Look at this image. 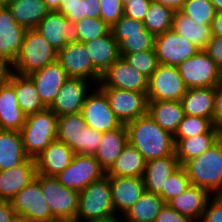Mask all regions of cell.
Instances as JSON below:
<instances>
[{"label":"cell","instance_id":"cell-44","mask_svg":"<svg viewBox=\"0 0 222 222\" xmlns=\"http://www.w3.org/2000/svg\"><path fill=\"white\" fill-rule=\"evenodd\" d=\"M123 58L137 71L148 78L156 71L159 61L155 49L140 53H127Z\"/></svg>","mask_w":222,"mask_h":222},{"label":"cell","instance_id":"cell-55","mask_svg":"<svg viewBox=\"0 0 222 222\" xmlns=\"http://www.w3.org/2000/svg\"><path fill=\"white\" fill-rule=\"evenodd\" d=\"M15 216L11 201L0 200V222H14Z\"/></svg>","mask_w":222,"mask_h":222},{"label":"cell","instance_id":"cell-4","mask_svg":"<svg viewBox=\"0 0 222 222\" xmlns=\"http://www.w3.org/2000/svg\"><path fill=\"white\" fill-rule=\"evenodd\" d=\"M58 116L47 108L26 116L21 129L26 154L35 159L57 136Z\"/></svg>","mask_w":222,"mask_h":222},{"label":"cell","instance_id":"cell-50","mask_svg":"<svg viewBox=\"0 0 222 222\" xmlns=\"http://www.w3.org/2000/svg\"><path fill=\"white\" fill-rule=\"evenodd\" d=\"M204 51L222 70V36L212 35Z\"/></svg>","mask_w":222,"mask_h":222},{"label":"cell","instance_id":"cell-66","mask_svg":"<svg viewBox=\"0 0 222 222\" xmlns=\"http://www.w3.org/2000/svg\"><path fill=\"white\" fill-rule=\"evenodd\" d=\"M217 195L222 197V188H221V191Z\"/></svg>","mask_w":222,"mask_h":222},{"label":"cell","instance_id":"cell-60","mask_svg":"<svg viewBox=\"0 0 222 222\" xmlns=\"http://www.w3.org/2000/svg\"><path fill=\"white\" fill-rule=\"evenodd\" d=\"M14 222H40V221L33 220L30 217H26L23 215H16L14 218Z\"/></svg>","mask_w":222,"mask_h":222},{"label":"cell","instance_id":"cell-53","mask_svg":"<svg viewBox=\"0 0 222 222\" xmlns=\"http://www.w3.org/2000/svg\"><path fill=\"white\" fill-rule=\"evenodd\" d=\"M14 63L0 55V86L9 83L14 74Z\"/></svg>","mask_w":222,"mask_h":222},{"label":"cell","instance_id":"cell-11","mask_svg":"<svg viewBox=\"0 0 222 222\" xmlns=\"http://www.w3.org/2000/svg\"><path fill=\"white\" fill-rule=\"evenodd\" d=\"M105 174L95 156L75 154L71 163L55 177L64 187L81 192Z\"/></svg>","mask_w":222,"mask_h":222},{"label":"cell","instance_id":"cell-21","mask_svg":"<svg viewBox=\"0 0 222 222\" xmlns=\"http://www.w3.org/2000/svg\"><path fill=\"white\" fill-rule=\"evenodd\" d=\"M36 176V162L28 158L21 164L0 170V200L11 201Z\"/></svg>","mask_w":222,"mask_h":222},{"label":"cell","instance_id":"cell-63","mask_svg":"<svg viewBox=\"0 0 222 222\" xmlns=\"http://www.w3.org/2000/svg\"><path fill=\"white\" fill-rule=\"evenodd\" d=\"M12 0H0V5H7L10 3Z\"/></svg>","mask_w":222,"mask_h":222},{"label":"cell","instance_id":"cell-8","mask_svg":"<svg viewBox=\"0 0 222 222\" xmlns=\"http://www.w3.org/2000/svg\"><path fill=\"white\" fill-rule=\"evenodd\" d=\"M35 179L55 219L77 215L79 192L64 187L55 176L36 174Z\"/></svg>","mask_w":222,"mask_h":222},{"label":"cell","instance_id":"cell-23","mask_svg":"<svg viewBox=\"0 0 222 222\" xmlns=\"http://www.w3.org/2000/svg\"><path fill=\"white\" fill-rule=\"evenodd\" d=\"M75 153L58 139L53 140L36 158V174L57 176L72 161Z\"/></svg>","mask_w":222,"mask_h":222},{"label":"cell","instance_id":"cell-10","mask_svg":"<svg viewBox=\"0 0 222 222\" xmlns=\"http://www.w3.org/2000/svg\"><path fill=\"white\" fill-rule=\"evenodd\" d=\"M57 62L66 71L68 77L83 78L96 86L100 82L102 74L93 66L83 42L67 43L57 51Z\"/></svg>","mask_w":222,"mask_h":222},{"label":"cell","instance_id":"cell-32","mask_svg":"<svg viewBox=\"0 0 222 222\" xmlns=\"http://www.w3.org/2000/svg\"><path fill=\"white\" fill-rule=\"evenodd\" d=\"M148 113L161 128L172 135L185 116L181 101H148Z\"/></svg>","mask_w":222,"mask_h":222},{"label":"cell","instance_id":"cell-58","mask_svg":"<svg viewBox=\"0 0 222 222\" xmlns=\"http://www.w3.org/2000/svg\"><path fill=\"white\" fill-rule=\"evenodd\" d=\"M49 11H58L61 0H43Z\"/></svg>","mask_w":222,"mask_h":222},{"label":"cell","instance_id":"cell-20","mask_svg":"<svg viewBox=\"0 0 222 222\" xmlns=\"http://www.w3.org/2000/svg\"><path fill=\"white\" fill-rule=\"evenodd\" d=\"M109 181L115 215L123 216L145 192L143 177L109 176Z\"/></svg>","mask_w":222,"mask_h":222},{"label":"cell","instance_id":"cell-33","mask_svg":"<svg viewBox=\"0 0 222 222\" xmlns=\"http://www.w3.org/2000/svg\"><path fill=\"white\" fill-rule=\"evenodd\" d=\"M28 158L21 132L0 129V170L17 166Z\"/></svg>","mask_w":222,"mask_h":222},{"label":"cell","instance_id":"cell-36","mask_svg":"<svg viewBox=\"0 0 222 222\" xmlns=\"http://www.w3.org/2000/svg\"><path fill=\"white\" fill-rule=\"evenodd\" d=\"M7 6L15 21L26 29H36L49 12L43 0H12Z\"/></svg>","mask_w":222,"mask_h":222},{"label":"cell","instance_id":"cell-25","mask_svg":"<svg viewBox=\"0 0 222 222\" xmlns=\"http://www.w3.org/2000/svg\"><path fill=\"white\" fill-rule=\"evenodd\" d=\"M211 196L204 188L190 185L184 192L171 199L167 204L181 215L197 222L200 221Z\"/></svg>","mask_w":222,"mask_h":222},{"label":"cell","instance_id":"cell-6","mask_svg":"<svg viewBox=\"0 0 222 222\" xmlns=\"http://www.w3.org/2000/svg\"><path fill=\"white\" fill-rule=\"evenodd\" d=\"M187 89L216 87L222 82L221 68L200 50L177 66Z\"/></svg>","mask_w":222,"mask_h":222},{"label":"cell","instance_id":"cell-31","mask_svg":"<svg viewBox=\"0 0 222 222\" xmlns=\"http://www.w3.org/2000/svg\"><path fill=\"white\" fill-rule=\"evenodd\" d=\"M210 26L200 24L178 10L174 14L172 29L200 50H204L212 37Z\"/></svg>","mask_w":222,"mask_h":222},{"label":"cell","instance_id":"cell-30","mask_svg":"<svg viewBox=\"0 0 222 222\" xmlns=\"http://www.w3.org/2000/svg\"><path fill=\"white\" fill-rule=\"evenodd\" d=\"M220 130L213 126L207 133L182 138L175 144V154L179 164L197 157L218 142Z\"/></svg>","mask_w":222,"mask_h":222},{"label":"cell","instance_id":"cell-61","mask_svg":"<svg viewBox=\"0 0 222 222\" xmlns=\"http://www.w3.org/2000/svg\"><path fill=\"white\" fill-rule=\"evenodd\" d=\"M216 12H222V0H211Z\"/></svg>","mask_w":222,"mask_h":222},{"label":"cell","instance_id":"cell-62","mask_svg":"<svg viewBox=\"0 0 222 222\" xmlns=\"http://www.w3.org/2000/svg\"><path fill=\"white\" fill-rule=\"evenodd\" d=\"M119 217H121V220ZM122 218H123L122 216L116 215V216L106 219V220H100V221H94V222H122L123 221Z\"/></svg>","mask_w":222,"mask_h":222},{"label":"cell","instance_id":"cell-57","mask_svg":"<svg viewBox=\"0 0 222 222\" xmlns=\"http://www.w3.org/2000/svg\"><path fill=\"white\" fill-rule=\"evenodd\" d=\"M154 2L161 3L164 6L173 8L175 11H178L182 8L186 0H153Z\"/></svg>","mask_w":222,"mask_h":222},{"label":"cell","instance_id":"cell-34","mask_svg":"<svg viewBox=\"0 0 222 222\" xmlns=\"http://www.w3.org/2000/svg\"><path fill=\"white\" fill-rule=\"evenodd\" d=\"M10 83L15 88L18 104L26 116L47 109L41 100L35 83L29 76L14 73Z\"/></svg>","mask_w":222,"mask_h":222},{"label":"cell","instance_id":"cell-38","mask_svg":"<svg viewBox=\"0 0 222 222\" xmlns=\"http://www.w3.org/2000/svg\"><path fill=\"white\" fill-rule=\"evenodd\" d=\"M175 10L161 3L151 1L143 20L144 27L154 36L173 28Z\"/></svg>","mask_w":222,"mask_h":222},{"label":"cell","instance_id":"cell-35","mask_svg":"<svg viewBox=\"0 0 222 222\" xmlns=\"http://www.w3.org/2000/svg\"><path fill=\"white\" fill-rule=\"evenodd\" d=\"M146 160L129 142L122 149L114 164L106 172L107 176L143 177Z\"/></svg>","mask_w":222,"mask_h":222},{"label":"cell","instance_id":"cell-22","mask_svg":"<svg viewBox=\"0 0 222 222\" xmlns=\"http://www.w3.org/2000/svg\"><path fill=\"white\" fill-rule=\"evenodd\" d=\"M28 76L35 83L41 100L47 108L52 105L63 83L69 78L57 61Z\"/></svg>","mask_w":222,"mask_h":222},{"label":"cell","instance_id":"cell-37","mask_svg":"<svg viewBox=\"0 0 222 222\" xmlns=\"http://www.w3.org/2000/svg\"><path fill=\"white\" fill-rule=\"evenodd\" d=\"M165 204L158 194L145 191L122 217L128 222H155Z\"/></svg>","mask_w":222,"mask_h":222},{"label":"cell","instance_id":"cell-56","mask_svg":"<svg viewBox=\"0 0 222 222\" xmlns=\"http://www.w3.org/2000/svg\"><path fill=\"white\" fill-rule=\"evenodd\" d=\"M211 31L214 36H222V12H217L211 23Z\"/></svg>","mask_w":222,"mask_h":222},{"label":"cell","instance_id":"cell-17","mask_svg":"<svg viewBox=\"0 0 222 222\" xmlns=\"http://www.w3.org/2000/svg\"><path fill=\"white\" fill-rule=\"evenodd\" d=\"M36 30L56 51L62 49L67 43L79 41L76 23L68 20L58 11H49Z\"/></svg>","mask_w":222,"mask_h":222},{"label":"cell","instance_id":"cell-64","mask_svg":"<svg viewBox=\"0 0 222 222\" xmlns=\"http://www.w3.org/2000/svg\"><path fill=\"white\" fill-rule=\"evenodd\" d=\"M218 142L220 143L221 148H222V131L220 132V135H219V138H218Z\"/></svg>","mask_w":222,"mask_h":222},{"label":"cell","instance_id":"cell-65","mask_svg":"<svg viewBox=\"0 0 222 222\" xmlns=\"http://www.w3.org/2000/svg\"><path fill=\"white\" fill-rule=\"evenodd\" d=\"M122 5L124 6L125 4H127L130 0H120Z\"/></svg>","mask_w":222,"mask_h":222},{"label":"cell","instance_id":"cell-41","mask_svg":"<svg viewBox=\"0 0 222 222\" xmlns=\"http://www.w3.org/2000/svg\"><path fill=\"white\" fill-rule=\"evenodd\" d=\"M213 126L209 118L185 115L173 135L174 143L176 144L182 138L207 133Z\"/></svg>","mask_w":222,"mask_h":222},{"label":"cell","instance_id":"cell-49","mask_svg":"<svg viewBox=\"0 0 222 222\" xmlns=\"http://www.w3.org/2000/svg\"><path fill=\"white\" fill-rule=\"evenodd\" d=\"M152 0H130L123 6L124 15L143 22Z\"/></svg>","mask_w":222,"mask_h":222},{"label":"cell","instance_id":"cell-18","mask_svg":"<svg viewBox=\"0 0 222 222\" xmlns=\"http://www.w3.org/2000/svg\"><path fill=\"white\" fill-rule=\"evenodd\" d=\"M91 81L69 77L49 107L58 117L81 112L91 89ZM90 85V86H89Z\"/></svg>","mask_w":222,"mask_h":222},{"label":"cell","instance_id":"cell-47","mask_svg":"<svg viewBox=\"0 0 222 222\" xmlns=\"http://www.w3.org/2000/svg\"><path fill=\"white\" fill-rule=\"evenodd\" d=\"M58 12L63 14L68 20L77 23L84 18L82 0H61Z\"/></svg>","mask_w":222,"mask_h":222},{"label":"cell","instance_id":"cell-40","mask_svg":"<svg viewBox=\"0 0 222 222\" xmlns=\"http://www.w3.org/2000/svg\"><path fill=\"white\" fill-rule=\"evenodd\" d=\"M180 11L203 25H211L217 13L211 0H186Z\"/></svg>","mask_w":222,"mask_h":222},{"label":"cell","instance_id":"cell-24","mask_svg":"<svg viewBox=\"0 0 222 222\" xmlns=\"http://www.w3.org/2000/svg\"><path fill=\"white\" fill-rule=\"evenodd\" d=\"M180 166L176 154L146 161L143 175L145 191L158 194L165 189L167 178Z\"/></svg>","mask_w":222,"mask_h":222},{"label":"cell","instance_id":"cell-15","mask_svg":"<svg viewBox=\"0 0 222 222\" xmlns=\"http://www.w3.org/2000/svg\"><path fill=\"white\" fill-rule=\"evenodd\" d=\"M16 215L30 217L40 222H51L55 218L44 198L40 183L34 178L11 200Z\"/></svg>","mask_w":222,"mask_h":222},{"label":"cell","instance_id":"cell-2","mask_svg":"<svg viewBox=\"0 0 222 222\" xmlns=\"http://www.w3.org/2000/svg\"><path fill=\"white\" fill-rule=\"evenodd\" d=\"M191 185L202 187L212 196L222 188V148L219 142L183 165Z\"/></svg>","mask_w":222,"mask_h":222},{"label":"cell","instance_id":"cell-46","mask_svg":"<svg viewBox=\"0 0 222 222\" xmlns=\"http://www.w3.org/2000/svg\"><path fill=\"white\" fill-rule=\"evenodd\" d=\"M100 18L110 27L124 15L123 5L120 0H99Z\"/></svg>","mask_w":222,"mask_h":222},{"label":"cell","instance_id":"cell-14","mask_svg":"<svg viewBox=\"0 0 222 222\" xmlns=\"http://www.w3.org/2000/svg\"><path fill=\"white\" fill-rule=\"evenodd\" d=\"M81 114L89 128L101 133L115 130L122 125L110 108L107 97L98 87L87 95Z\"/></svg>","mask_w":222,"mask_h":222},{"label":"cell","instance_id":"cell-59","mask_svg":"<svg viewBox=\"0 0 222 222\" xmlns=\"http://www.w3.org/2000/svg\"><path fill=\"white\" fill-rule=\"evenodd\" d=\"M51 222H85V221L80 217L74 216V217L57 218Z\"/></svg>","mask_w":222,"mask_h":222},{"label":"cell","instance_id":"cell-48","mask_svg":"<svg viewBox=\"0 0 222 222\" xmlns=\"http://www.w3.org/2000/svg\"><path fill=\"white\" fill-rule=\"evenodd\" d=\"M212 198V199H211ZM211 199V200H210ZM201 222H222V197L211 196L200 219Z\"/></svg>","mask_w":222,"mask_h":222},{"label":"cell","instance_id":"cell-39","mask_svg":"<svg viewBox=\"0 0 222 222\" xmlns=\"http://www.w3.org/2000/svg\"><path fill=\"white\" fill-rule=\"evenodd\" d=\"M87 127L81 112L58 117L56 139L67 144L76 154L77 136Z\"/></svg>","mask_w":222,"mask_h":222},{"label":"cell","instance_id":"cell-29","mask_svg":"<svg viewBox=\"0 0 222 222\" xmlns=\"http://www.w3.org/2000/svg\"><path fill=\"white\" fill-rule=\"evenodd\" d=\"M185 115L209 118L215 109V87L190 88L181 99Z\"/></svg>","mask_w":222,"mask_h":222},{"label":"cell","instance_id":"cell-13","mask_svg":"<svg viewBox=\"0 0 222 222\" xmlns=\"http://www.w3.org/2000/svg\"><path fill=\"white\" fill-rule=\"evenodd\" d=\"M149 78L119 57L102 75L98 88H118L147 94Z\"/></svg>","mask_w":222,"mask_h":222},{"label":"cell","instance_id":"cell-42","mask_svg":"<svg viewBox=\"0 0 222 222\" xmlns=\"http://www.w3.org/2000/svg\"><path fill=\"white\" fill-rule=\"evenodd\" d=\"M79 31V42H88L107 35L111 31L101 18H83L76 23Z\"/></svg>","mask_w":222,"mask_h":222},{"label":"cell","instance_id":"cell-16","mask_svg":"<svg viewBox=\"0 0 222 222\" xmlns=\"http://www.w3.org/2000/svg\"><path fill=\"white\" fill-rule=\"evenodd\" d=\"M154 49L159 64L176 67L200 51L173 29L155 36Z\"/></svg>","mask_w":222,"mask_h":222},{"label":"cell","instance_id":"cell-12","mask_svg":"<svg viewBox=\"0 0 222 222\" xmlns=\"http://www.w3.org/2000/svg\"><path fill=\"white\" fill-rule=\"evenodd\" d=\"M107 97L110 108L121 124H128L148 113V97L145 93L118 88H99Z\"/></svg>","mask_w":222,"mask_h":222},{"label":"cell","instance_id":"cell-3","mask_svg":"<svg viewBox=\"0 0 222 222\" xmlns=\"http://www.w3.org/2000/svg\"><path fill=\"white\" fill-rule=\"evenodd\" d=\"M76 216L85 222L106 220L116 216L112 204L109 176L105 174L79 192Z\"/></svg>","mask_w":222,"mask_h":222},{"label":"cell","instance_id":"cell-26","mask_svg":"<svg viewBox=\"0 0 222 222\" xmlns=\"http://www.w3.org/2000/svg\"><path fill=\"white\" fill-rule=\"evenodd\" d=\"M26 115L20 108L14 86L9 82L0 86V129L21 131Z\"/></svg>","mask_w":222,"mask_h":222},{"label":"cell","instance_id":"cell-43","mask_svg":"<svg viewBox=\"0 0 222 222\" xmlns=\"http://www.w3.org/2000/svg\"><path fill=\"white\" fill-rule=\"evenodd\" d=\"M191 185L185 169L180 165L172 174L167 178L165 189L161 190V197L166 204L184 192Z\"/></svg>","mask_w":222,"mask_h":222},{"label":"cell","instance_id":"cell-19","mask_svg":"<svg viewBox=\"0 0 222 222\" xmlns=\"http://www.w3.org/2000/svg\"><path fill=\"white\" fill-rule=\"evenodd\" d=\"M27 29L19 25L7 5H0V55L13 63L22 49Z\"/></svg>","mask_w":222,"mask_h":222},{"label":"cell","instance_id":"cell-27","mask_svg":"<svg viewBox=\"0 0 222 222\" xmlns=\"http://www.w3.org/2000/svg\"><path fill=\"white\" fill-rule=\"evenodd\" d=\"M128 143V132L125 124L119 128L102 133L101 141L95 153L100 167L107 172Z\"/></svg>","mask_w":222,"mask_h":222},{"label":"cell","instance_id":"cell-5","mask_svg":"<svg viewBox=\"0 0 222 222\" xmlns=\"http://www.w3.org/2000/svg\"><path fill=\"white\" fill-rule=\"evenodd\" d=\"M57 61V51L36 29H27L22 49L14 62V73L28 76Z\"/></svg>","mask_w":222,"mask_h":222},{"label":"cell","instance_id":"cell-52","mask_svg":"<svg viewBox=\"0 0 222 222\" xmlns=\"http://www.w3.org/2000/svg\"><path fill=\"white\" fill-rule=\"evenodd\" d=\"M212 122L218 130L222 131V82L215 87V109Z\"/></svg>","mask_w":222,"mask_h":222},{"label":"cell","instance_id":"cell-9","mask_svg":"<svg viewBox=\"0 0 222 222\" xmlns=\"http://www.w3.org/2000/svg\"><path fill=\"white\" fill-rule=\"evenodd\" d=\"M187 87L176 66L159 64L149 77L148 101H181Z\"/></svg>","mask_w":222,"mask_h":222},{"label":"cell","instance_id":"cell-1","mask_svg":"<svg viewBox=\"0 0 222 222\" xmlns=\"http://www.w3.org/2000/svg\"><path fill=\"white\" fill-rule=\"evenodd\" d=\"M128 142L146 161L163 158L175 153L173 135L161 128L149 113L126 124Z\"/></svg>","mask_w":222,"mask_h":222},{"label":"cell","instance_id":"cell-28","mask_svg":"<svg viewBox=\"0 0 222 222\" xmlns=\"http://www.w3.org/2000/svg\"><path fill=\"white\" fill-rule=\"evenodd\" d=\"M93 66L103 74L119 57V43L112 31L100 38L84 43Z\"/></svg>","mask_w":222,"mask_h":222},{"label":"cell","instance_id":"cell-51","mask_svg":"<svg viewBox=\"0 0 222 222\" xmlns=\"http://www.w3.org/2000/svg\"><path fill=\"white\" fill-rule=\"evenodd\" d=\"M155 222H195L191 218L181 215L179 212L172 209L168 204H165L156 217Z\"/></svg>","mask_w":222,"mask_h":222},{"label":"cell","instance_id":"cell-54","mask_svg":"<svg viewBox=\"0 0 222 222\" xmlns=\"http://www.w3.org/2000/svg\"><path fill=\"white\" fill-rule=\"evenodd\" d=\"M84 18H100L99 0H82Z\"/></svg>","mask_w":222,"mask_h":222},{"label":"cell","instance_id":"cell-7","mask_svg":"<svg viewBox=\"0 0 222 222\" xmlns=\"http://www.w3.org/2000/svg\"><path fill=\"white\" fill-rule=\"evenodd\" d=\"M111 31L119 43L121 57L127 53H140L154 49L155 36L144 27L141 21L123 15L111 27Z\"/></svg>","mask_w":222,"mask_h":222},{"label":"cell","instance_id":"cell-45","mask_svg":"<svg viewBox=\"0 0 222 222\" xmlns=\"http://www.w3.org/2000/svg\"><path fill=\"white\" fill-rule=\"evenodd\" d=\"M102 133L88 126L81 129L77 136L76 154L95 155Z\"/></svg>","mask_w":222,"mask_h":222}]
</instances>
